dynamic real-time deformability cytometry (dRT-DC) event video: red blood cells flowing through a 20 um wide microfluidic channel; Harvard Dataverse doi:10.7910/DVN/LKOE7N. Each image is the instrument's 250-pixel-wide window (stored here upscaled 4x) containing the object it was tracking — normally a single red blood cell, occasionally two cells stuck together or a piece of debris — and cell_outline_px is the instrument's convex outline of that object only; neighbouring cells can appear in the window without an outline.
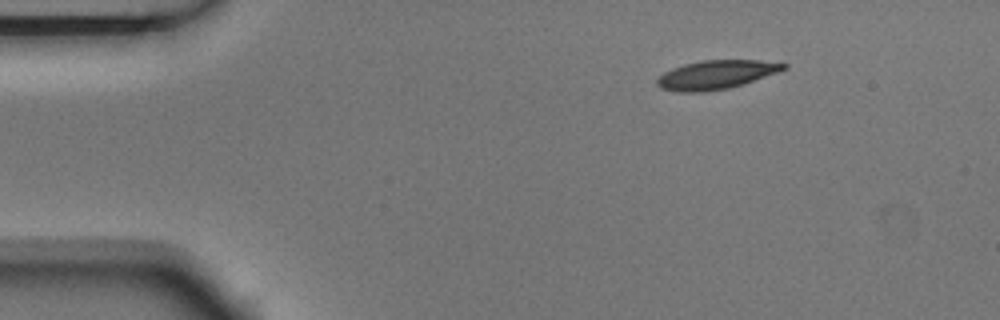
{"species": "Egyptian fruit bat (a non-hibernating species)", "species_latin": "Rousettus aegyptiacus", "temperature_condition": "room temperature", "stored_images_in_passage": 4, "camera_frame_rate_fps": 3000, "um_per_image_px": 0.085, "animal": {"sex": "male"}, "frame": {"image": 1, "passage_image": 1, "time_ms": 0.0, "image_size_px": [1000, 320], "cell_outline_px": [[788, 68], [744, 84], [728, 88], [704, 92], [676, 92], [660, 88], [656, 84], [656, 80], [664, 72], [672, 68], [684, 64], [700, 60], [760, 60], [788, 64]], "centroid_in_image_um": [60.85, 6.35], "position_along_channel_um": 24.2, "area_um2": 21.33}}
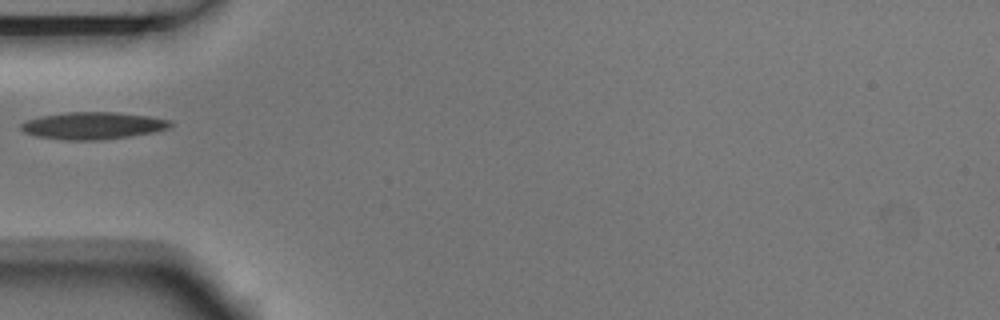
{"frame": {"image": 2, "passage_image": 4, "time_ms": 1.0, "image_size_px": [1000, 320], "cell_outline_px": [[172, 124], [168, 128], [152, 132], [128, 136], [100, 140], [64, 140], [40, 136], [24, 132], [20, 128], [20, 124], [28, 120], [40, 116], [68, 112], [116, 112], [148, 116], [172, 120]], "centroid_in_image_um": [7.9, 10.67], "position_along_channel_um": 77.1, "area_um2": 23.41}}